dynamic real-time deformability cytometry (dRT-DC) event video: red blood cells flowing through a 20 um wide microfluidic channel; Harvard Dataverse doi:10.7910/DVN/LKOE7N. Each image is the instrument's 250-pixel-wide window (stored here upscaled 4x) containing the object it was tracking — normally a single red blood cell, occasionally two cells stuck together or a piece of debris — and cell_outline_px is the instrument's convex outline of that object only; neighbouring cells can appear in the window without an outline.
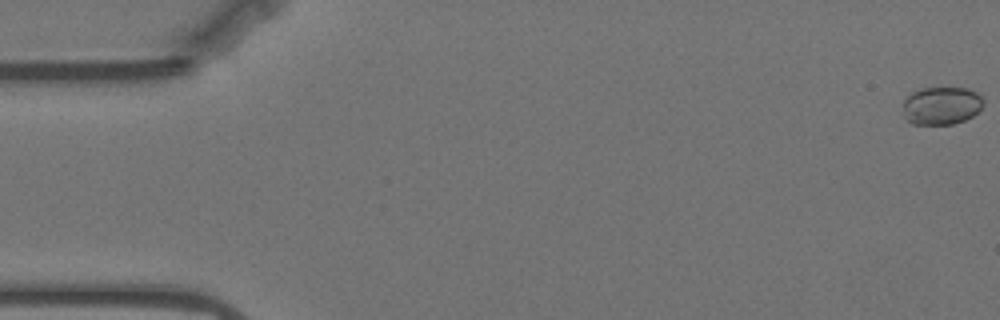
{"species": "Egyptian fruit bat (a non-hibernating species)", "species_latin": "Rousettus aegyptiacus", "temperature_condition": "warm", "stored_images_in_passage": 58, "camera_frame_rate_fps": 3000, "um_per_image_px": 0.085, "animal": {"sex": "female"}, "frame": {"image": 1, "passage_image": 1, "time_ms": 0.0, "image_size_px": [1000, 320], "cell_outline_px": [[984, 104], [972, 116], [964, 120], [952, 124], [912, 124], [904, 116], [900, 104], [912, 92], [920, 88], [968, 88], [976, 92], [984, 100]], "centroid_in_image_um": [79.98, 8.97], "position_along_channel_um": 5.0, "area_um2": 17.92}}
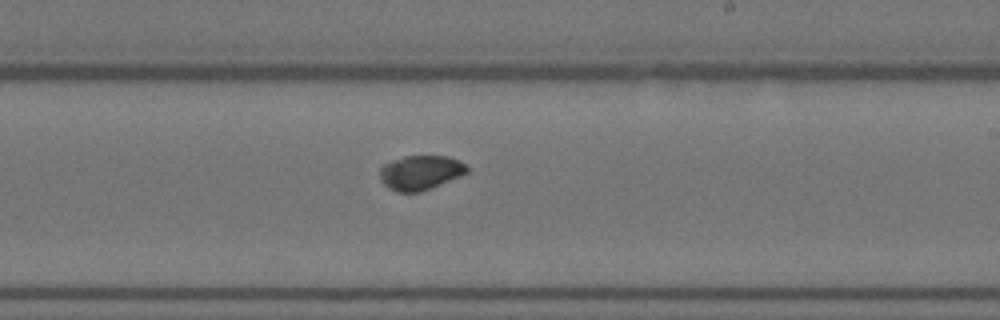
{"frame": {"image": 2, "passage_image": 34, "time_ms": 11.0, "image_size_px": [1000, 320], "cell_outline_px": [[468, 172], [460, 176], [420, 192], [396, 192], [388, 188], [380, 180], [380, 168], [384, 164], [392, 160], [404, 156], [448, 156], [460, 160], [468, 168]], "centroid_in_image_um": [35.72, 14.66], "position_along_channel_um": 253.3, "area_um2": 17.51}}
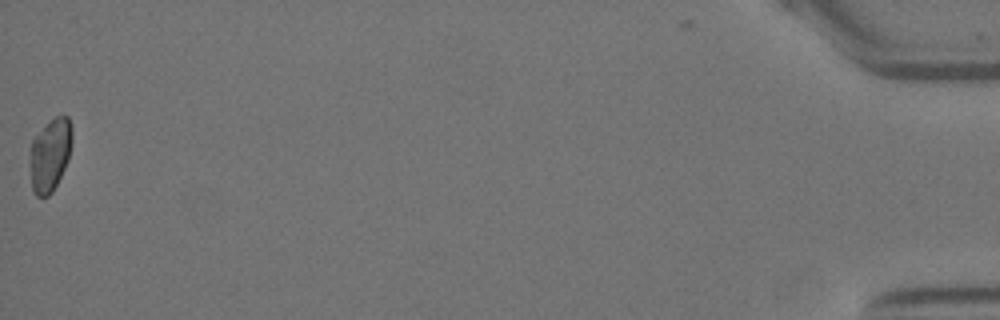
{"frame": {"image": 3, "passage_image": 58, "time_ms": 19.0, "image_size_px": [1000, 320], "cell_outline_px": [[72, 140], [68, 160], [52, 192], [48, 196], [36, 196], [32, 192], [32, 140], [56, 116], [68, 116], [72, 128]], "centroid_in_image_um": [4.3, 13.17], "position_along_channel_um": 430.9, "area_um2": 17.11}}